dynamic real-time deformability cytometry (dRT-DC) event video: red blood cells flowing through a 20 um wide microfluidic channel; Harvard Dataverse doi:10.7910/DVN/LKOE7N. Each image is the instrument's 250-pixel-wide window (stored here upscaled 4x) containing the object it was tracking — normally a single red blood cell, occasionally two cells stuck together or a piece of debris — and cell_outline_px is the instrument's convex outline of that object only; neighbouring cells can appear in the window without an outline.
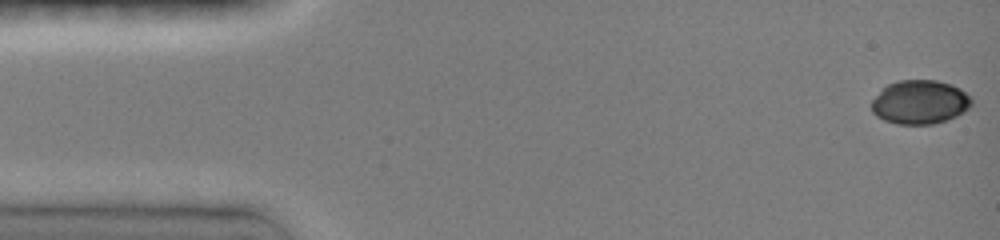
{"species": "common noctule bat (a hibernating species)", "species_latin": "Nyctalus noctula", "temperature_condition": "room temperature", "stored_images_in_passage": 17, "camera_frame_rate_fps": 3000, "um_per_image_px": 0.085, "animal": {"sex": "female", "body_mass_g": 19.0, "forearm_length_mm": 51.5}, "frame": {"image": 1, "passage_image": 1, "time_ms": 0.0, "image_size_px": [1000, 240], "cell_outline_px": [[972, 104], [968, 108], [956, 116], [932, 124], [896, 124], [884, 120], [876, 116], [872, 112], [872, 100], [888, 84], [896, 80], [936, 80], [952, 84], [960, 88], [972, 100]], "centroid_in_image_um": [78.17, 8.67], "position_along_channel_um": 6.8, "area_um2": 25.43}}
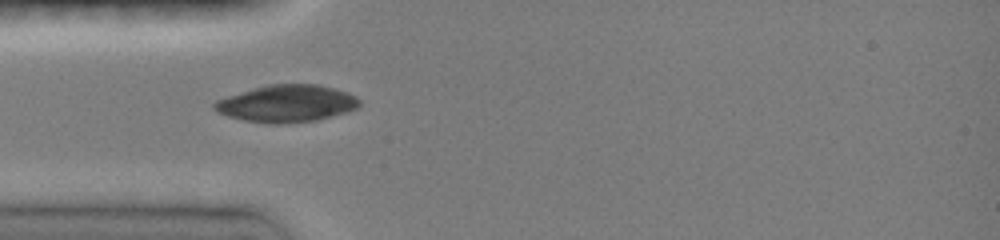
{"frame": {"image": 2, "passage_image": 9, "time_ms": 4.333, "image_size_px": [1000, 240], "cell_outline_px": [[360, 108], [348, 112], [316, 120], [280, 124], [268, 124], [244, 120], [228, 116], [216, 112], [212, 108], [212, 104], [216, 100], [228, 96], [268, 84], [316, 84], [348, 92], [356, 96], [360, 100]], "centroid_in_image_um": [24.39, 8.81], "position_along_channel_um": 60.6, "area_um2": 31.5}}
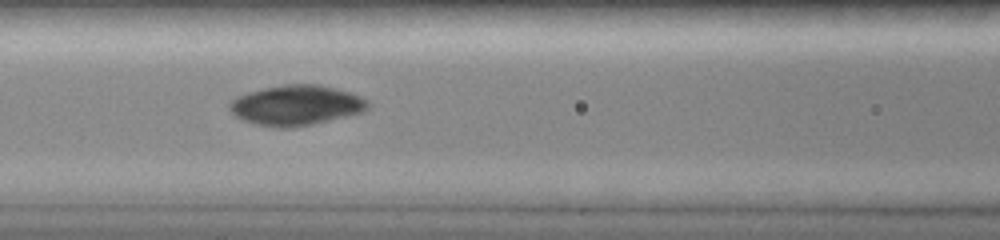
{"frame": {"image": 3, "passage_image": 13, "time_ms": 6.333, "image_size_px": [1000, 240], "cell_outline_px": [[368, 108], [364, 112], [312, 124], [288, 128], [276, 128], [256, 124], [244, 120], [236, 116], [228, 108], [228, 104], [236, 96], [248, 92], [264, 88], [284, 84], [316, 84], [352, 92], [368, 100]], "centroid_in_image_um": [25.17, 8.94], "position_along_channel_um": 141.4, "area_um2": 32.37}}